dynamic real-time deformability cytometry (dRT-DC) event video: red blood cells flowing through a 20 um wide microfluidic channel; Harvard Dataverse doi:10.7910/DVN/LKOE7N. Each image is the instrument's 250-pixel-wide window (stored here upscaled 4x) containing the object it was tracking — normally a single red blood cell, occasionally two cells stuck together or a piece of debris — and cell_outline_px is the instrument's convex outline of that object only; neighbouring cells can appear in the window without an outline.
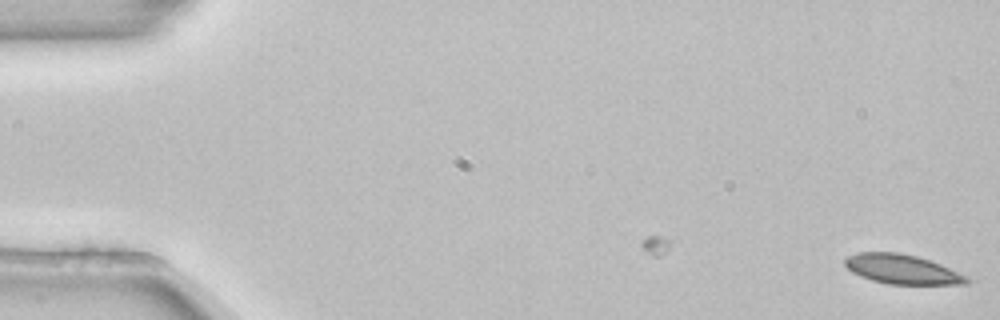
{"species": "common noctule bat (a hibernating species)", "species_latin": "Nyctalus noctula", "temperature_condition": "room temperature", "stored_images_in_passage": 4, "camera_frame_rate_fps": 3000, "um_per_image_px": 0.085, "animal": {"sex": "female", "body_mass_g": 22.7, "forearm_length_mm": 54.2}, "frame": {"image": 1, "passage_image": 1, "time_ms": 0.0, "image_size_px": [1000, 320], "cell_outline_px": [[972, 280], [968, 284], [888, 284], [872, 280], [860, 276], [852, 272], [844, 264], [844, 260], [848, 256], [856, 252], [900, 252], [916, 256], [940, 264], [968, 276]], "centroid_in_image_um": [76.69, 22.88], "position_along_channel_um": 8.3, "area_um2": 20.98}}